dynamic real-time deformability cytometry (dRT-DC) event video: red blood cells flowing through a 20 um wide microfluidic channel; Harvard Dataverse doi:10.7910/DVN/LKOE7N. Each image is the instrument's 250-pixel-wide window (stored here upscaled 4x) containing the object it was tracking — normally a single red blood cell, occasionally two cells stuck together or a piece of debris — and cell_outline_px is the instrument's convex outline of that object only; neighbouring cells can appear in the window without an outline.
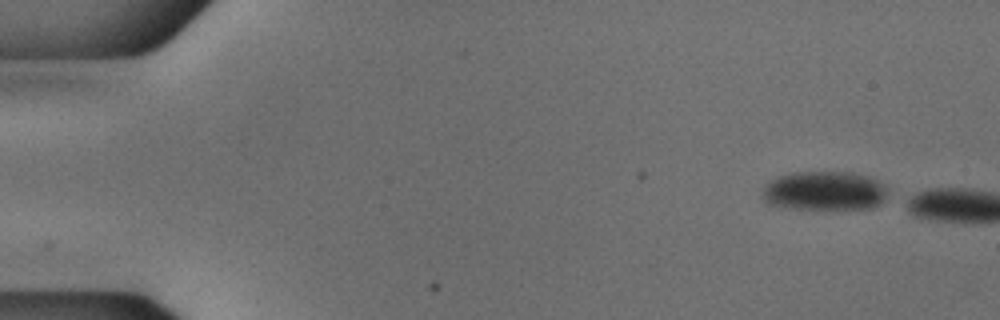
{"species": "common noctule bat (a hibernating species)", "species_latin": "Nyctalus noctula", "temperature_condition": "cold", "stored_images_in_passage": 4, "camera_frame_rate_fps": 3000, "um_per_image_px": 0.085, "animal": {"sex": "male", "body_mass_g": 18.8}, "frame": {"image": 1, "passage_image": 1, "time_ms": 0.0, "image_size_px": [1000, 320], "cell_outline_px": [[888, 192], [884, 200], [880, 204], [872, 208], [788, 208], [768, 204], [760, 196], [764, 184], [768, 180], [776, 176], [792, 172], [852, 172], [872, 176], [884, 184], [888, 188]], "centroid_in_image_um": [70.06, 16.2], "position_along_channel_um": 14.9, "area_um2": 29.13}}